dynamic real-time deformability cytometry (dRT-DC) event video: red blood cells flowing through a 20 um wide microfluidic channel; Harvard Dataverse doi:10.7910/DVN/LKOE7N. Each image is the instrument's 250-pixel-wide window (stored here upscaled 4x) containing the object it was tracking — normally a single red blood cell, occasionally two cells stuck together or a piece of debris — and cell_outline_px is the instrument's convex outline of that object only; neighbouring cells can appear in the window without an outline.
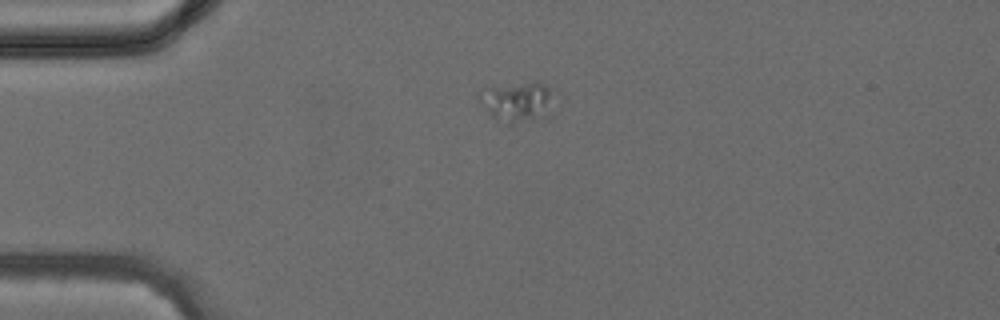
{"species": "common noctule bat (a hibernating species)", "species_latin": "Nyctalus noctula", "temperature_condition": "cold", "stored_images_in_passage": 25, "camera_frame_rate_fps": 3000, "um_per_image_px": 0.085, "animal": {"sex": "female", "body_mass_g": 24.6, "forearm_length_mm": 56.2}, "frame": {"image": 1, "passage_image": 1, "time_ms": 0.0, "image_size_px": [1000, 320], "cell_outline_px": [[552, 116], [544, 120], [508, 124], [496, 120], [492, 116], [476, 96], [492, 88], [540, 80], [548, 84]], "centroid_in_image_um": [44.06, 8.71], "position_along_channel_um": 40.9, "area_um2": 17.4}}
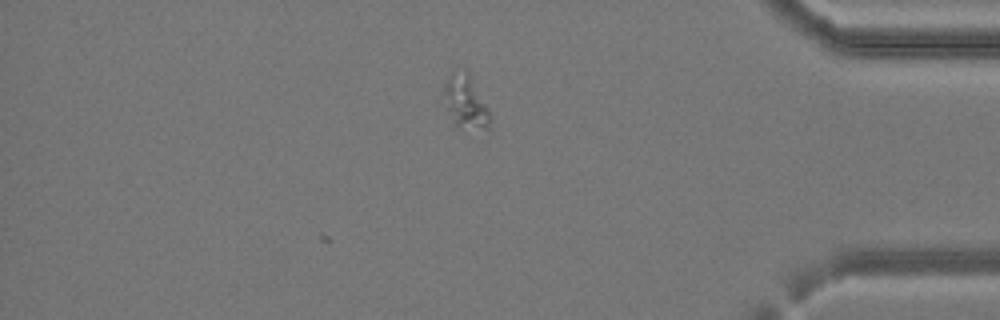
{"frame": {"image": 2, "passage_image": 25, "time_ms": 8.0, "image_size_px": [1000, 320], "cell_outline_px": [[492, 120], [488, 128], [452, 128], [444, 92], [444, 84], [448, 76], [452, 72], [468, 72], [492, 112]], "centroid_in_image_um": [39.61, 8.72], "position_along_channel_um": 395.6, "area_um2": 14.51}}